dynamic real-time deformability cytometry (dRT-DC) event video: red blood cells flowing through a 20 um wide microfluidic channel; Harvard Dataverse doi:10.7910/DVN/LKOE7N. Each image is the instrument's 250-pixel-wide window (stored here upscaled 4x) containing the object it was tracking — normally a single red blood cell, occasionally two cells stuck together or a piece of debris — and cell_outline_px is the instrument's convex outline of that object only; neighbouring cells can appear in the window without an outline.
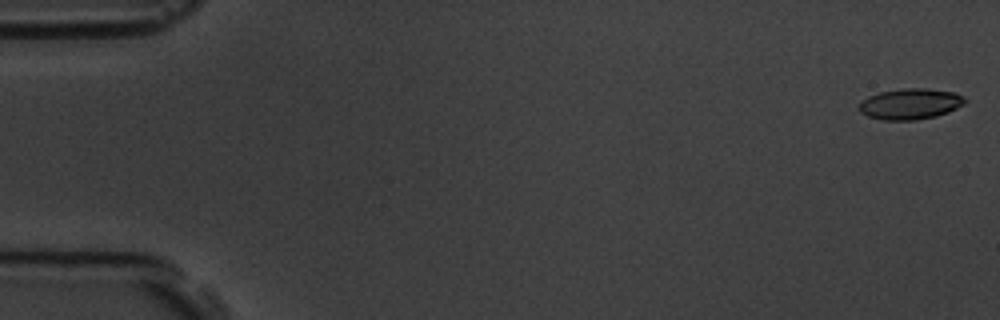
{"species": "common noctule bat (a hibernating species)", "species_latin": "Nyctalus noctula", "temperature_condition": "room temperature", "stored_images_in_passage": 10, "camera_frame_rate_fps": 3000, "um_per_image_px": 0.085, "animal": {"sex": "male", "body_mass_g": 19.5, "forearm_length_mm": 54.6}, "frame": {"image": 1, "passage_image": 1, "time_ms": 0.0, "image_size_px": [1000, 320], "cell_outline_px": [[968, 100], [964, 104], [948, 112], [936, 116], [916, 120], [884, 120], [868, 116], [860, 112], [856, 108], [860, 100], [868, 96], [880, 92], [904, 88], [924, 88], [956, 92], [964, 96]], "centroid_in_image_um": [77.36, 8.83], "position_along_channel_um": 7.6, "area_um2": 19.31}}